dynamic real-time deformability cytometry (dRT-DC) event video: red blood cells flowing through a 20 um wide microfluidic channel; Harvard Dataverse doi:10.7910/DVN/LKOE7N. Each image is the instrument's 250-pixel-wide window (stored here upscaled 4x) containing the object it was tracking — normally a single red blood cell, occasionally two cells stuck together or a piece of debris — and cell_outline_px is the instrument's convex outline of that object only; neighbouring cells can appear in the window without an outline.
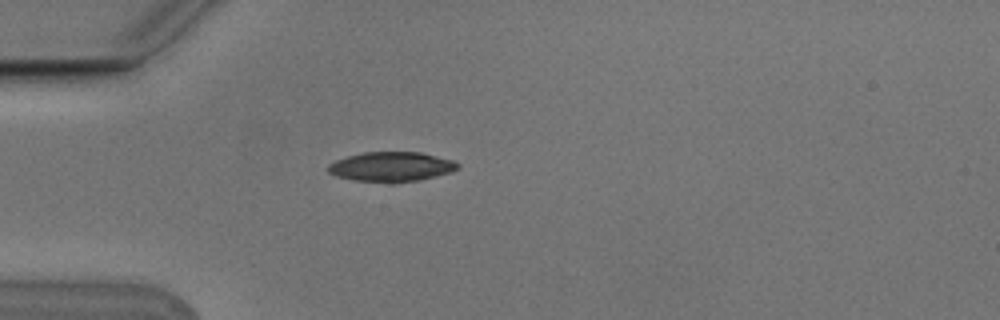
{"species": "Egyptian fruit bat (a non-hibernating species)", "species_latin": "Rousettus aegyptiacus", "temperature_condition": "cold", "stored_images_in_passage": 1, "camera_frame_rate_fps": 3000, "um_per_image_px": 0.085, "animal": {"sex": "male"}, "frame": {"image": 1, "passage_image": 1, "time_ms": 0.0, "image_size_px": [1000, 320], "cell_outline_px": [[460, 168], [452, 172], [420, 180], [396, 184], [392, 184], [356, 180], [336, 176], [328, 172], [328, 164], [336, 160], [348, 156], [364, 152], [420, 152], [452, 160], [460, 164]], "centroid_in_image_um": [33.29, 14.19], "position_along_channel_um": 51.7, "area_um2": 22.72}}